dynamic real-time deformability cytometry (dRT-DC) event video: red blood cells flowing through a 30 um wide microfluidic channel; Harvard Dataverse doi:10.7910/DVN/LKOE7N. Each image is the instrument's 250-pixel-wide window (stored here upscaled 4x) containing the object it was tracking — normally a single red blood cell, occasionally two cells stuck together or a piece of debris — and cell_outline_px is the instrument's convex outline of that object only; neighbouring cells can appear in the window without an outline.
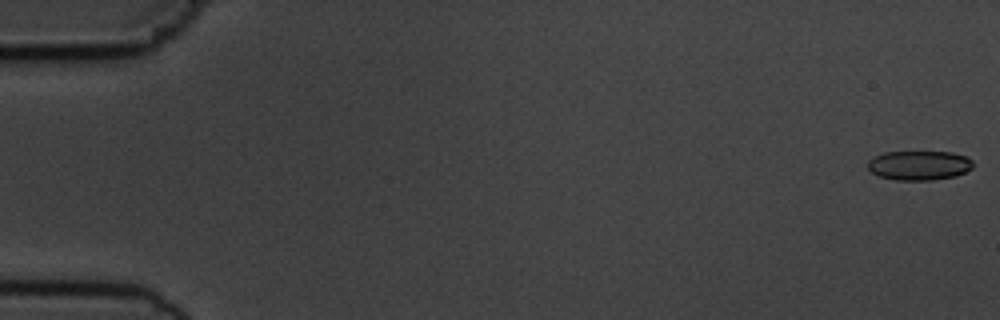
{"species": "common noctule bat (a hibernating species)", "species_latin": "Nyctalus noctula", "temperature_condition": "cold", "stored_images_in_passage": 6, "segment_of_instrument_passage": [2, 2], "camera_frame_rate_fps": 3000, "um_per_image_px": 0.085, "animal": {"sex": "male", "body_mass_g": 19.5, "forearm_length_mm": 54.6}, "frame": {"image": 1, "passage_image": 6, "time_ms": 6.667, "image_size_px": [1000, 320], "cell_outline_px": [[972, 168], [956, 176], [932, 180], [896, 180], [880, 176], [872, 172], [868, 168], [868, 160], [884, 152], [952, 152], [964, 156], [972, 160]], "centroid_in_image_um": [78.12, 14.06], "position_along_channel_um": 6.9, "area_um2": 17.92}}